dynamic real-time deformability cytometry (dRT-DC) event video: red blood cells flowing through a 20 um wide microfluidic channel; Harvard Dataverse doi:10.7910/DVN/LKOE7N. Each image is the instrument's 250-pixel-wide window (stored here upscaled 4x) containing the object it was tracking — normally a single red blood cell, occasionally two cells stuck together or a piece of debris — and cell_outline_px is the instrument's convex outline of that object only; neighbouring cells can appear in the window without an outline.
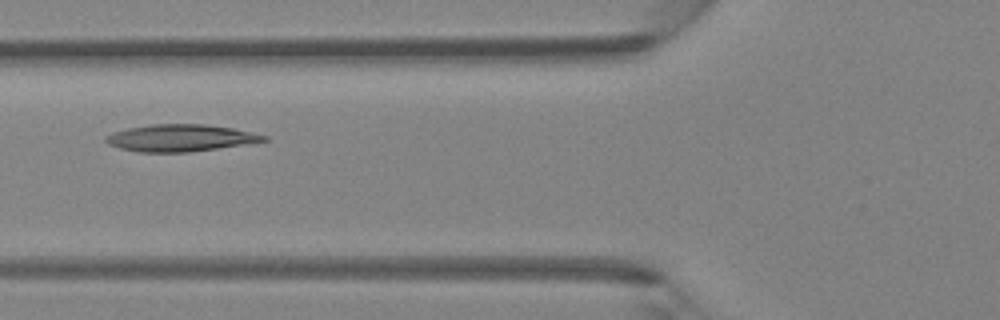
{"species": "Egyptian fruit bat (a non-hibernating species)", "species_latin": "Rousettus aegyptiacus", "temperature_condition": "room temperature", "stored_images_in_passage": 8, "camera_frame_rate_fps": 3000, "um_per_image_px": 0.085, "animal": {"sex": "female"}, "frame": {"image": 1, "passage_image": 6, "time_ms": 1.667, "image_size_px": [1000, 320], "cell_outline_px": [[268, 140], [216, 148], [188, 152], [140, 152], [120, 148], [108, 144], [104, 140], [104, 136], [112, 132], [128, 128], [152, 124], [204, 124], [232, 128], [268, 136]], "centroid_in_image_um": [15.27, 11.72], "position_along_channel_um": 110.5, "area_um2": 24.57}}
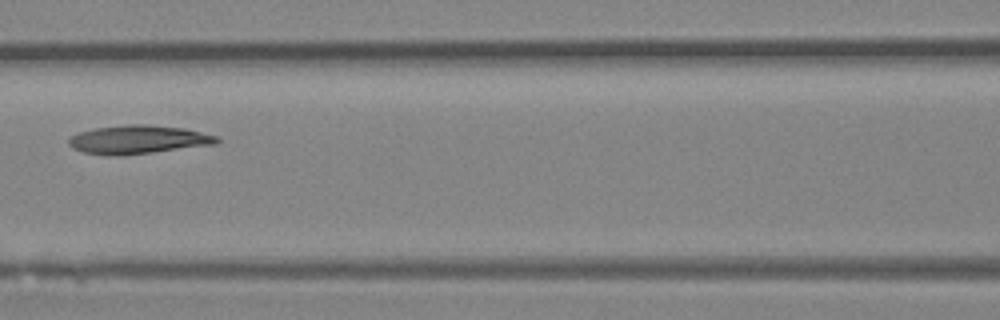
{"frame": {"image": 2, "passage_image": 7, "time_ms": 2.0, "image_size_px": [1000, 320], "cell_outline_px": [[220, 140], [216, 144], [152, 152], [116, 156], [84, 152], [72, 148], [68, 144], [68, 136], [80, 132], [96, 128], [128, 124], [148, 124], [184, 128], [220, 136]], "centroid_in_image_um": [11.76, 11.85], "position_along_channel_um": 154.8, "area_um2": 24.62}}
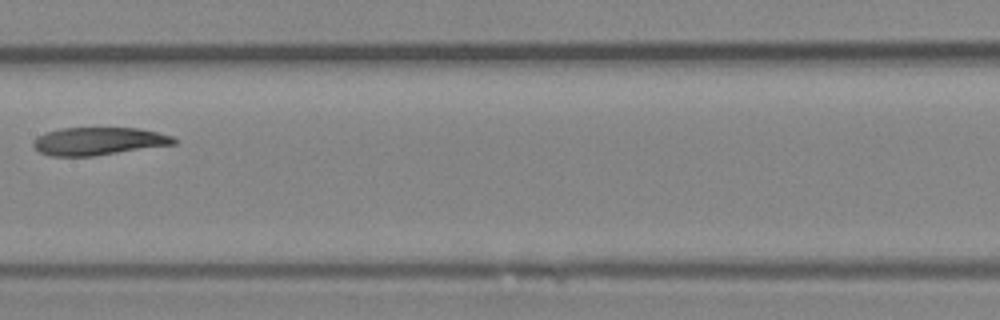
{"frame": {"image": 3, "passage_image": 8, "time_ms": 2.333, "image_size_px": [1000, 320], "cell_outline_px": [[176, 144], [92, 156], [48, 156], [40, 152], [32, 144], [32, 140], [36, 136], [60, 128], [136, 128], [156, 132], [172, 136], [176, 140]], "centroid_in_image_um": [8.33, 12.0], "position_along_channel_um": 199.1, "area_um2": 22.66}}